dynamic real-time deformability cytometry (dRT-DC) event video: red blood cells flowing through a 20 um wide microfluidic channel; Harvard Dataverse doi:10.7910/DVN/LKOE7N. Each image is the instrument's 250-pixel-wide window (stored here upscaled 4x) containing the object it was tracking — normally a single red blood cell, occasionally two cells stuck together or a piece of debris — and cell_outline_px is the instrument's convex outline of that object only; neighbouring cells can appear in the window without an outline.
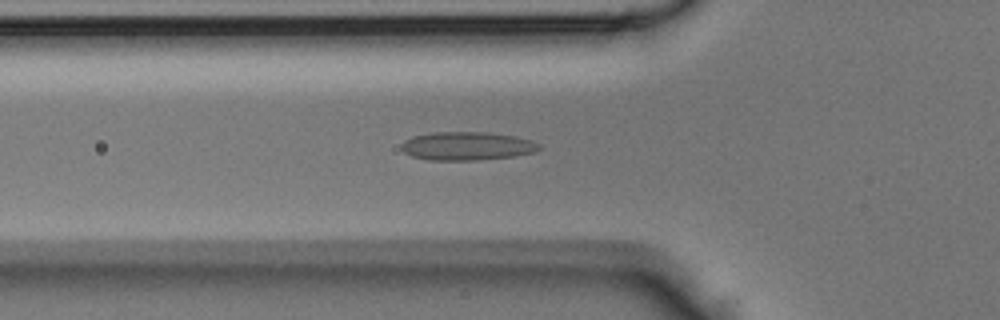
{"species": "Egyptian fruit bat (a non-hibernating species)", "species_latin": "Rousettus aegyptiacus", "temperature_condition": "room temperature", "stored_images_in_passage": 38, "camera_frame_rate_fps": 3000, "um_per_image_px": 0.085, "animal": {"sex": "male"}, "frame": {"image": 1, "passage_image": 13, "time_ms": 4.0, "image_size_px": [1000, 320], "cell_outline_px": [[540, 148], [532, 152], [512, 156], [476, 160], [428, 160], [412, 156], [404, 152], [400, 148], [400, 144], [404, 140], [412, 136], [436, 132], [488, 132], [512, 136], [532, 140], [540, 144]], "centroid_in_image_um": [39.64, 12.41], "position_along_channel_um": 86.2, "area_um2": 22.72}}
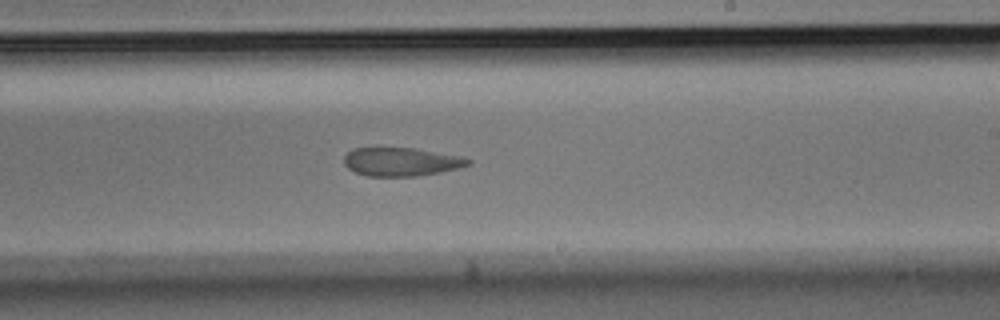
{"frame": {"image": 2, "passage_image": 24, "time_ms": 7.667, "image_size_px": [1000, 320], "cell_outline_px": [[472, 164], [440, 172], [416, 176], [368, 176], [356, 172], [348, 168], [344, 164], [344, 156], [352, 148], [376, 144], [416, 148], [464, 156], [472, 160]], "centroid_in_image_um": [34.06, 13.69], "position_along_channel_um": 254.9, "area_um2": 21.62}}
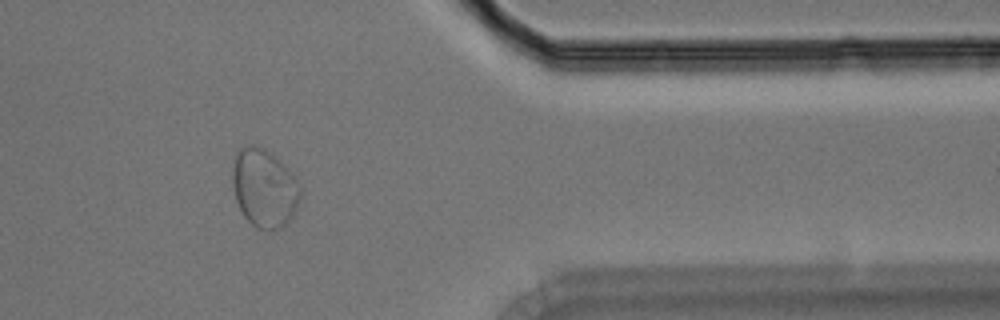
{"frame": {"image": 3, "passage_image": 34, "time_ms": 11.0, "image_size_px": [1000, 320], "cell_outline_px": [[300, 200], [292, 216], [284, 224], [276, 228], [256, 228], [244, 216], [236, 200], [232, 184], [232, 168], [236, 152], [240, 148], [264, 148], [276, 156], [292, 172], [300, 184]], "centroid_in_image_um": [22.47, 15.97], "position_along_channel_um": 388.9, "area_um2": 30.52}}